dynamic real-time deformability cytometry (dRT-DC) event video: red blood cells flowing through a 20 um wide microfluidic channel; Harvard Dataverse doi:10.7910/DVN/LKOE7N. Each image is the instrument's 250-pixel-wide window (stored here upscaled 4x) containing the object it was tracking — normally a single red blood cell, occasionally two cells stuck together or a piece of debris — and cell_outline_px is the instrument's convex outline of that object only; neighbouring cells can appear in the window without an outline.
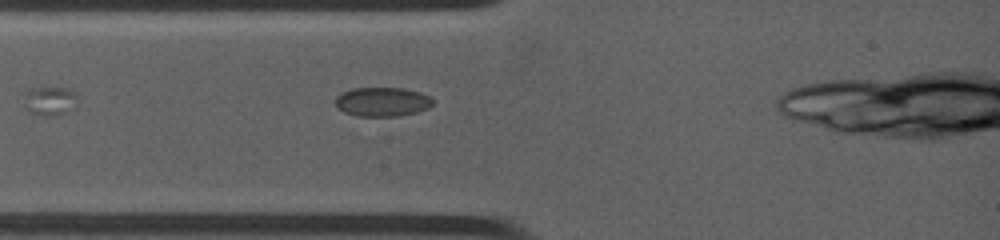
{"species": "common noctule bat (a hibernating species)", "species_latin": "Nyctalus noctula", "temperature_condition": "warm", "stored_images_in_passage": 19, "camera_frame_rate_fps": 4500, "um_per_image_px": 0.085, "animal": {"sex": "female", "body_mass_g": 19.0, "forearm_length_mm": 53.3}, "frame": {"image": 1, "passage_image": 1, "time_ms": 0.0, "image_size_px": [1000, 240], "cell_outline_px": [[432, 104], [428, 108], [416, 112], [400, 116], [356, 116], [344, 112], [336, 104], [336, 96], [340, 92], [352, 88], [404, 88], [420, 92], [428, 96], [432, 100]], "centroid_in_image_um": [32.47, 8.65], "position_along_channel_um": 52.5, "area_um2": 16.53}}
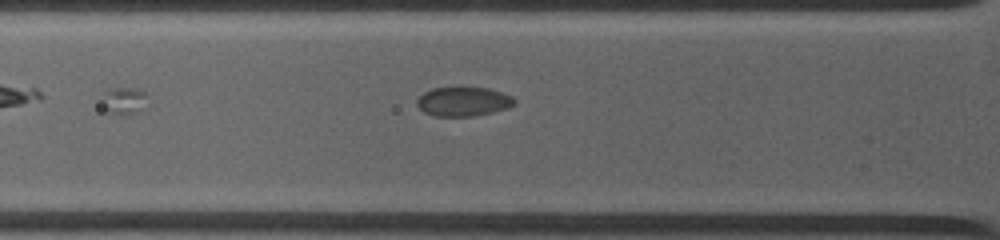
{"frame": {"image": 2, "passage_image": 4, "time_ms": 0.889, "image_size_px": [1000, 240], "cell_outline_px": [[516, 104], [508, 108], [476, 116], [432, 116], [424, 112], [416, 104], [416, 100], [424, 92], [432, 88], [488, 88], [512, 96], [516, 100]], "centroid_in_image_um": [39.39, 8.64], "position_along_channel_um": 86.4, "area_um2": 16.59}}
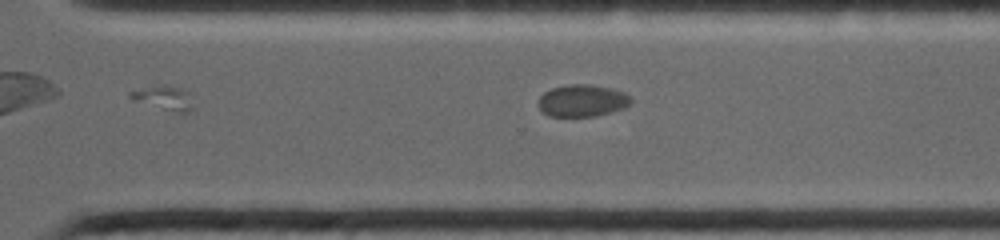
{"frame": {"image": 3, "passage_image": 19, "time_ms": 7.111, "image_size_px": [1000, 240], "cell_outline_px": [[632, 104], [624, 108], [612, 112], [596, 116], [548, 116], [536, 104], [540, 96], [544, 92], [552, 88], [568, 84], [592, 84], [612, 88], [624, 92], [632, 96]], "centroid_in_image_um": [49.53, 8.54], "position_along_channel_um": 321.1, "area_um2": 17.63}}